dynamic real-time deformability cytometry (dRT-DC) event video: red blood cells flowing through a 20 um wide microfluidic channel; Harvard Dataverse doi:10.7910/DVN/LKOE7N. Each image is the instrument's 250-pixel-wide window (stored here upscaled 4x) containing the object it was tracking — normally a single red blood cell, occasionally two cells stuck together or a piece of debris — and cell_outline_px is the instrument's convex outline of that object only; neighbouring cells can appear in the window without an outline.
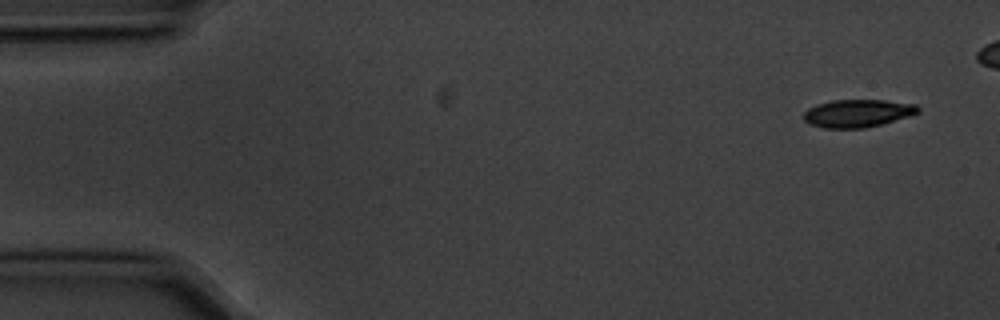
{"species": "common noctule bat (a hibernating species)", "species_latin": "Nyctalus noctula", "temperature_condition": "cold", "stored_images_in_passage": 8, "camera_frame_rate_fps": 3000, "um_per_image_px": 0.085, "animal": {"sex": "male", "body_mass_g": 20.1, "forearm_length_mm": 53.5}, "frame": {"image": 1, "passage_image": 1, "time_ms": 0.0, "image_size_px": [1000, 320], "cell_outline_px": [[920, 112], [908, 116], [880, 124], [864, 128], [824, 128], [808, 124], [804, 120], [804, 112], [808, 108], [816, 104], [832, 100], [884, 100], [916, 104], [920, 108]], "centroid_in_image_um": [72.87, 9.62], "position_along_channel_um": 12.1, "area_um2": 18.5}}
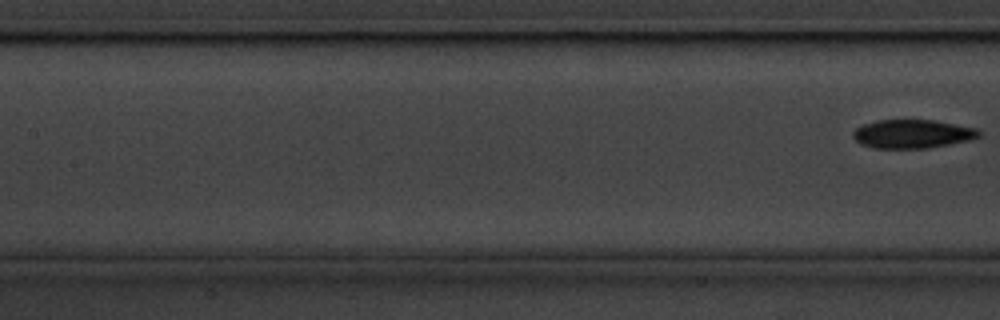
{"frame": {"image": 2, "passage_image": 8, "time_ms": 2.333, "image_size_px": [1000, 320], "cell_outline_px": [[980, 136], [968, 140], [928, 148], [876, 148], [860, 144], [852, 136], [852, 132], [856, 128], [864, 124], [876, 120], [932, 120], [976, 128], [980, 132]], "centroid_in_image_um": [77.51, 11.38], "position_along_channel_um": 129.9, "area_um2": 20.81}}